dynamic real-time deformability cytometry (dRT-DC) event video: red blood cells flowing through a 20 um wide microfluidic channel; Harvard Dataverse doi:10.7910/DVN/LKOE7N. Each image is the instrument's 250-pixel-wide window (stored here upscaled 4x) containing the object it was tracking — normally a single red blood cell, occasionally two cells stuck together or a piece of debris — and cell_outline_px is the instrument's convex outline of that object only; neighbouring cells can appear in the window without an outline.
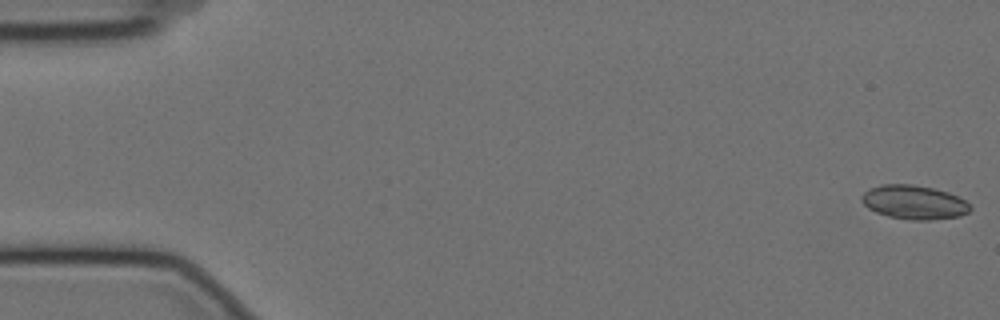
{"species": "Egyptian fruit bat (a non-hibernating species)", "species_latin": "Rousettus aegyptiacus", "temperature_condition": "cold", "stored_images_in_passage": 58, "camera_frame_rate_fps": 3000, "um_per_image_px": 0.085, "animal": {"sex": "female"}, "frame": {"image": 1, "passage_image": 1, "time_ms": 0.0, "image_size_px": [1000, 320], "cell_outline_px": [[972, 208], [968, 212], [960, 216], [928, 220], [908, 220], [888, 216], [876, 212], [868, 208], [860, 200], [860, 196], [868, 188], [880, 184], [912, 184], [932, 188], [948, 192], [964, 200]], "centroid_in_image_um": [77.64, 17.19], "position_along_channel_um": 7.4, "area_um2": 21.56}}
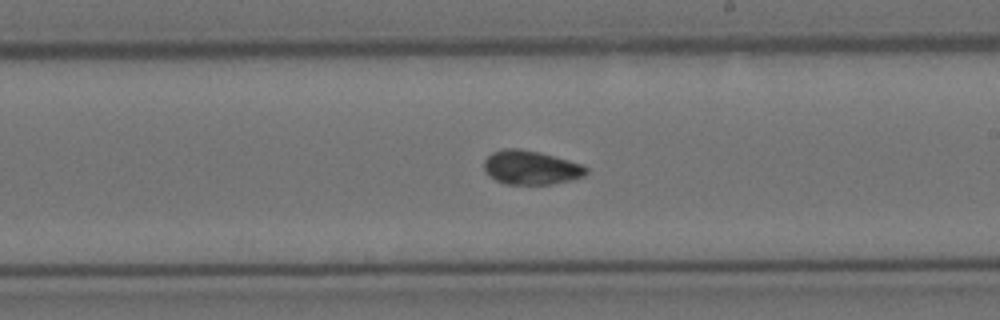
{"frame": {"image": 2, "passage_image": 33, "time_ms": 10.667, "image_size_px": [1000, 320], "cell_outline_px": [[588, 172], [584, 176], [572, 180], [552, 184], [504, 184], [488, 176], [484, 172], [484, 160], [492, 152], [504, 148], [520, 148], [540, 152], [568, 160], [580, 164], [588, 168]], "centroid_in_image_um": [45.1, 14.24], "position_along_channel_um": 243.9, "area_um2": 20.4}}
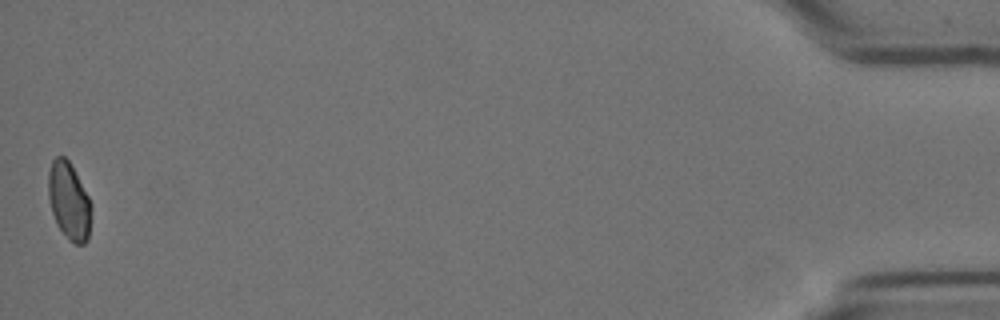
{"frame": {"image": 3, "passage_image": 57, "time_ms": 18.667, "image_size_px": [1000, 320], "cell_outline_px": [[92, 204], [88, 240], [84, 244], [76, 244], [68, 240], [56, 224], [48, 200], [48, 172], [52, 160], [56, 156], [64, 156], [68, 160], [88, 196]], "centroid_in_image_um": [5.85, 17.11], "position_along_channel_um": 429.3, "area_um2": 19.42}}